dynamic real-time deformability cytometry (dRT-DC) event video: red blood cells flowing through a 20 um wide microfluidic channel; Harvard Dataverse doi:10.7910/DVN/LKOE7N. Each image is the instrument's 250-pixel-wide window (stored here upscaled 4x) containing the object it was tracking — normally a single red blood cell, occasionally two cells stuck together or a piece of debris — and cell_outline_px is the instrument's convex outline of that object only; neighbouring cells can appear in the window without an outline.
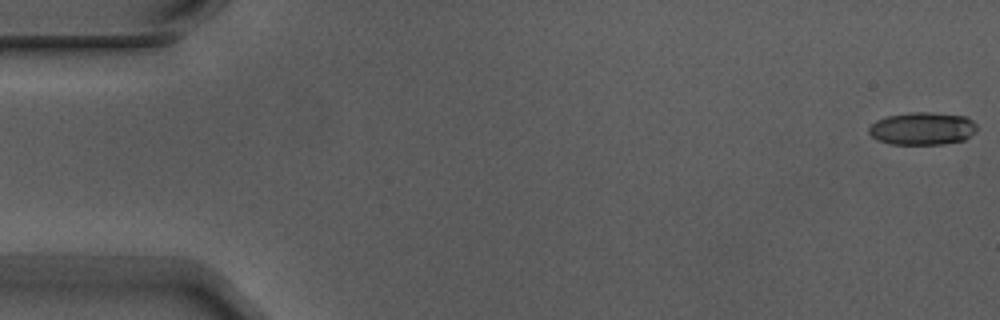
{"species": "Egyptian fruit bat (a non-hibernating species)", "species_latin": "Rousettus aegyptiacus", "temperature_condition": "warm", "stored_images_in_passage": 6, "segment_of_instrument_passage": [1, 2], "camera_frame_rate_fps": 3000, "um_per_image_px": 0.085, "animal": {"sex": "male"}, "frame": {"image": 1, "passage_image": 1, "time_ms": 0.0, "image_size_px": [1000, 320], "cell_outline_px": [[976, 132], [964, 140], [940, 144], [892, 144], [876, 140], [868, 132], [868, 128], [876, 120], [888, 116], [908, 112], [932, 112], [968, 116], [976, 124]], "centroid_in_image_um": [78.41, 10.92], "position_along_channel_um": 6.6, "area_um2": 20.75}}
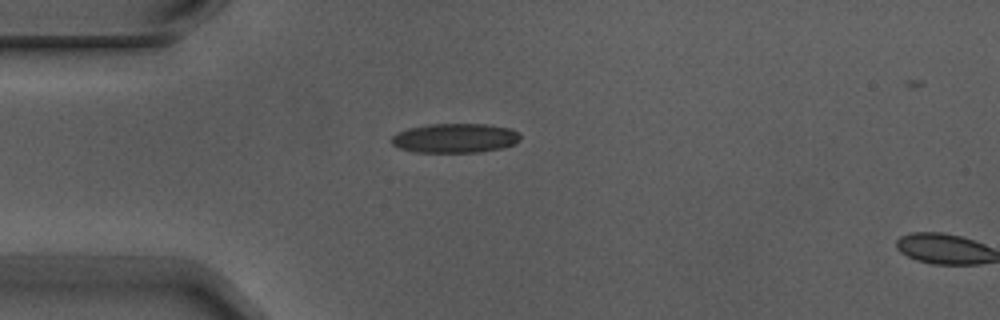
{"frame": {"image": 2, "passage_image": 5, "time_ms": 1.333, "image_size_px": [1000, 320], "cell_outline_px": [[520, 140], [516, 144], [500, 148], [480, 152], [416, 152], [400, 148], [392, 144], [388, 140], [396, 132], [408, 128], [428, 124], [484, 124], [512, 128], [520, 132]], "centroid_in_image_um": [38.68, 11.73], "position_along_channel_um": 46.3, "area_um2": 22.31}}